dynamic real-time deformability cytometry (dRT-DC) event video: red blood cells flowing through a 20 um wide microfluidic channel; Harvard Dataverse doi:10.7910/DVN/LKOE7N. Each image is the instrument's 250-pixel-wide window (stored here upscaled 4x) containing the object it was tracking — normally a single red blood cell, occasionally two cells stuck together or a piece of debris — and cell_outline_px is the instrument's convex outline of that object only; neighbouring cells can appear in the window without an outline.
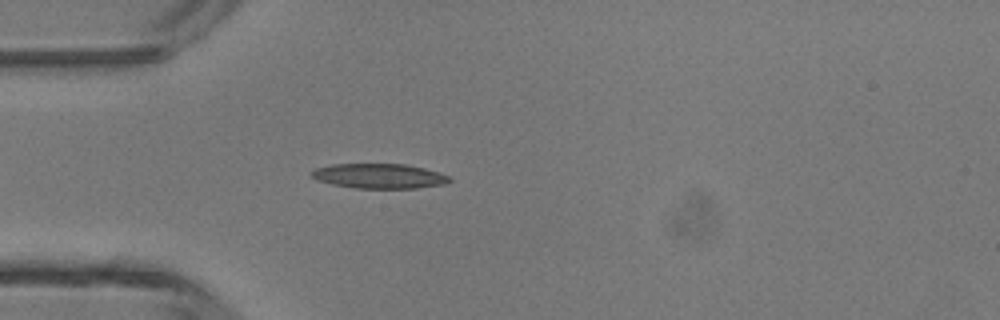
{"species": "common noctule bat (a hibernating species)", "species_latin": "Nyctalus noctula", "temperature_condition": "room temperature", "stored_images_in_passage": 38, "camera_frame_rate_fps": 3000, "um_per_image_px": 0.085, "animal": {"sex": "male", "body_mass_g": 13.3}, "frame": {"image": 1, "passage_image": 5, "time_ms": 1.333, "image_size_px": [1000, 320], "cell_outline_px": [[452, 180], [444, 184], [416, 188], [356, 188], [332, 184], [316, 180], [312, 176], [312, 172], [316, 168], [332, 164], [404, 164], [424, 168], [448, 176]], "centroid_in_image_um": [32.22, 14.96], "position_along_channel_um": 52.8, "area_um2": 19.71}}
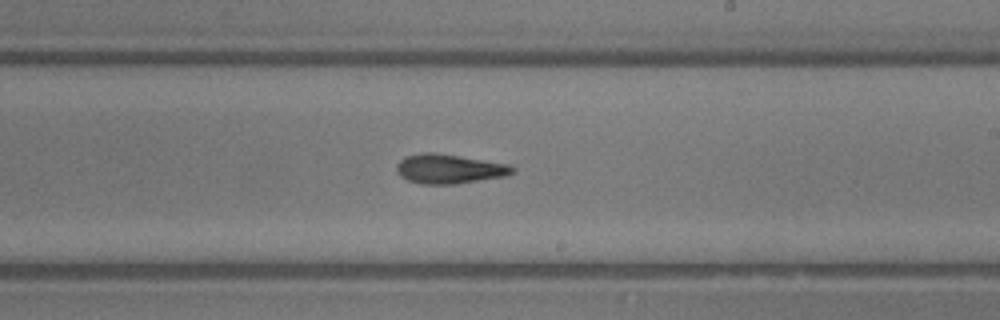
{"frame": {"image": 2, "passage_image": 19, "time_ms": 6.0, "image_size_px": [1000, 320], "cell_outline_px": [[516, 172], [504, 176], [456, 184], [420, 184], [408, 180], [400, 176], [396, 172], [396, 164], [400, 160], [408, 156], [424, 152], [432, 152], [512, 164], [516, 168]], "centroid_in_image_um": [38.21, 14.36], "position_along_channel_um": 250.8, "area_um2": 19.94}}
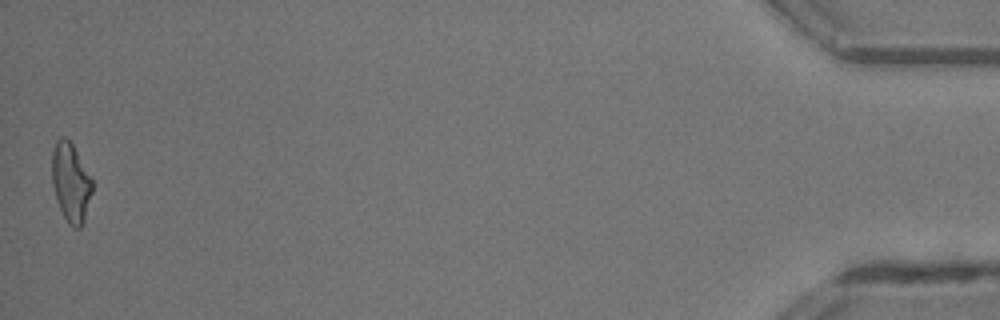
{"frame": {"image": 3, "passage_image": 38, "time_ms": 12.333, "image_size_px": [1000, 320], "cell_outline_px": [[92, 192], [84, 220], [80, 228], [72, 228], [68, 224], [56, 200], [52, 184], [52, 152], [56, 140], [60, 136], [64, 136], [72, 144], [92, 180]], "centroid_in_image_um": [5.99, 15.52], "position_along_channel_um": 429.2, "area_um2": 18.38}, "authors_computed_cell_mechanics": {"area_um2": 19.3052, "velocity_mm_per_s": 4.4024, "shape_relaxation_time_tau1_ms": 5.9098, "shape_relaxation_time_tau2_ms": 4.314, "deformation_change_tau1": 0.203, "deformation_change_tau2": 0.1552}}